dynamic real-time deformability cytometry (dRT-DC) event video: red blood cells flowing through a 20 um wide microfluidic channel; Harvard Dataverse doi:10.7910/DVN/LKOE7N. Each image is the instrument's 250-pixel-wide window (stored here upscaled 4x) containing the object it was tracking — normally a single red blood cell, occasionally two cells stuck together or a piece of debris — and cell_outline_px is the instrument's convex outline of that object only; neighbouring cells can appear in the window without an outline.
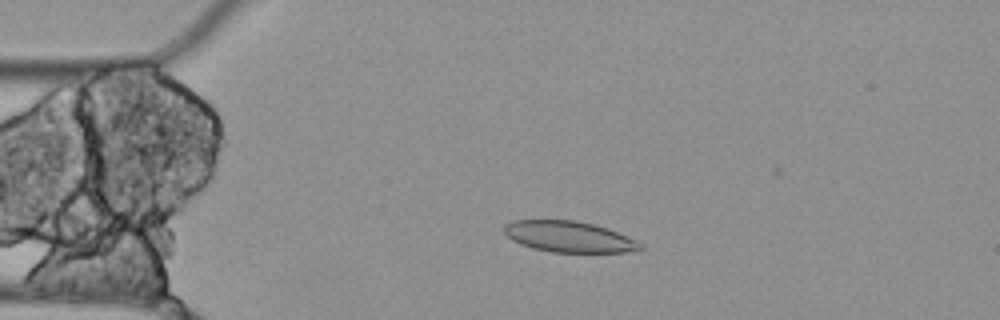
{"species": "Egyptian fruit bat (a non-hibernating species)", "species_latin": "Rousettus aegyptiacus", "temperature_condition": "cold", "stored_images_in_passage": 4, "camera_frame_rate_fps": 3000, "um_per_image_px": 0.085, "animal": {"sex": "female"}, "frame": {"image": 1, "passage_image": 3, "time_ms": 0.667, "image_size_px": [1000, 320], "cell_outline_px": [[644, 248], [636, 252], [552, 252], [532, 248], [520, 244], [512, 240], [504, 232], [504, 224], [512, 220], [576, 220], [608, 228], [636, 240], [644, 244]], "centroid_in_image_um": [48.39, 20.12], "position_along_channel_um": 36.6, "area_um2": 24.8}}